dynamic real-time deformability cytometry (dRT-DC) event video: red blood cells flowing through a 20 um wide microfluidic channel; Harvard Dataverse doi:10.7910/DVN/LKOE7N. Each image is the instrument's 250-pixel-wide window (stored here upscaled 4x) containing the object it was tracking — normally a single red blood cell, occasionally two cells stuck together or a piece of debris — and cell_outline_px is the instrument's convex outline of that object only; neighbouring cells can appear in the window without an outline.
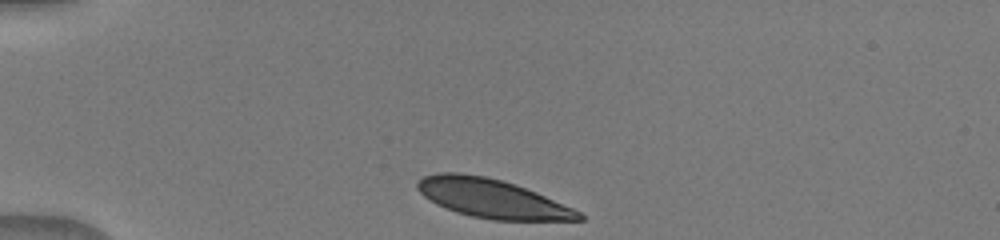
{"species": "human", "species_latin": "Homo sapiens", "temperature_condition": "warm", "stored_images_in_passage": 38, "camera_frame_rate_fps": 3000, "um_per_image_px": 0.085, "donor": {"sex": "male"}, "frame": {"image": 1, "passage_image": 1, "time_ms": 0.0, "image_size_px": [1000, 240], "cell_outline_px": [[584, 220], [492, 220], [472, 216], [456, 212], [436, 204], [424, 196], [416, 188], [416, 184], [424, 176], [436, 172], [460, 172], [484, 176], [516, 184], [536, 192], [572, 208], [580, 212], [584, 216]], "centroid_in_image_um": [41.79, 16.86], "position_along_channel_um": 43.2, "area_um2": 36.36}}
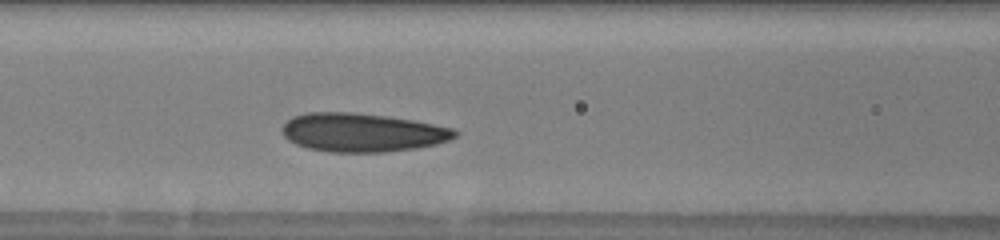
{"frame": {"image": 2, "passage_image": 11, "time_ms": 3.333, "image_size_px": [1000, 240], "cell_outline_px": [[460, 132], [456, 136], [448, 140], [436, 144], [416, 148], [384, 152], [328, 152], [308, 148], [296, 144], [288, 140], [284, 136], [280, 128], [292, 116], [308, 112], [352, 112], [388, 116], [412, 120], [452, 128]], "centroid_in_image_um": [30.76, 11.26], "position_along_channel_um": 135.8, "area_um2": 38.96}}
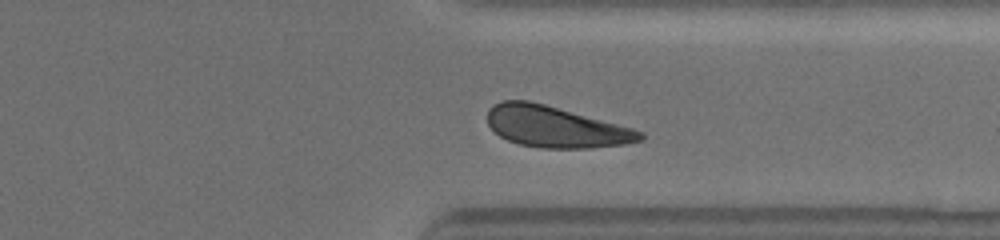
{"frame": {"image": 3, "passage_image": 28, "time_ms": 9.0, "image_size_px": [1000, 240], "cell_outline_px": [[644, 140], [624, 144], [592, 148], [540, 148], [520, 144], [508, 140], [500, 136], [488, 124], [488, 108], [492, 104], [504, 100], [528, 100], [544, 104], [632, 128], [644, 132]], "centroid_in_image_um": [47.21, 10.78], "position_along_channel_um": 364.2, "area_um2": 36.47}}